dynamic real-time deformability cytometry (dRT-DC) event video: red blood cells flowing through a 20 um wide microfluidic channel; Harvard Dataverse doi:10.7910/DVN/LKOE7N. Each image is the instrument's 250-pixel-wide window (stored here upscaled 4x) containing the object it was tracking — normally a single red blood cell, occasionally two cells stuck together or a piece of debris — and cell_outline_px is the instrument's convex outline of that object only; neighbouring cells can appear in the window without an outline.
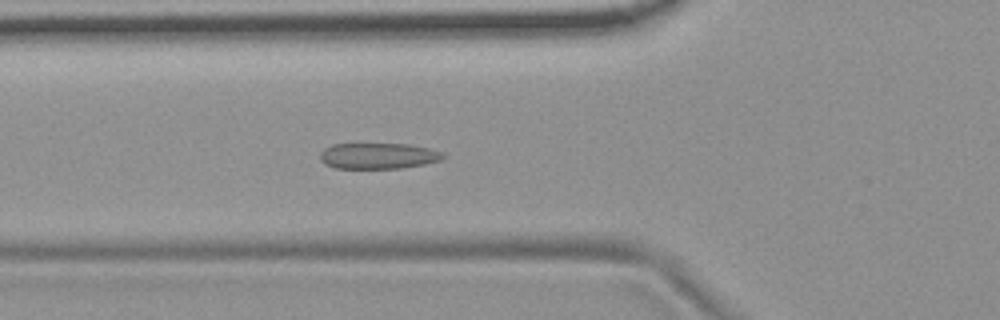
{"species": "common noctule bat (a hibernating species)", "species_latin": "Nyctalus noctula", "temperature_condition": "room temperature", "stored_images_in_passage": 55, "camera_frame_rate_fps": 3000, "um_per_image_px": 0.085, "animal": {"sex": "female", "body_mass_g": 19.9}, "frame": {"image": 1, "passage_image": 20, "time_ms": 6.333, "image_size_px": [1000, 320], "cell_outline_px": [[444, 156], [440, 160], [424, 164], [400, 168], [336, 168], [324, 164], [320, 160], [320, 152], [324, 148], [332, 144], [408, 144], [428, 148], [440, 152]], "centroid_in_image_um": [32.08, 13.25], "position_along_channel_um": 93.7, "area_um2": 18.44}}
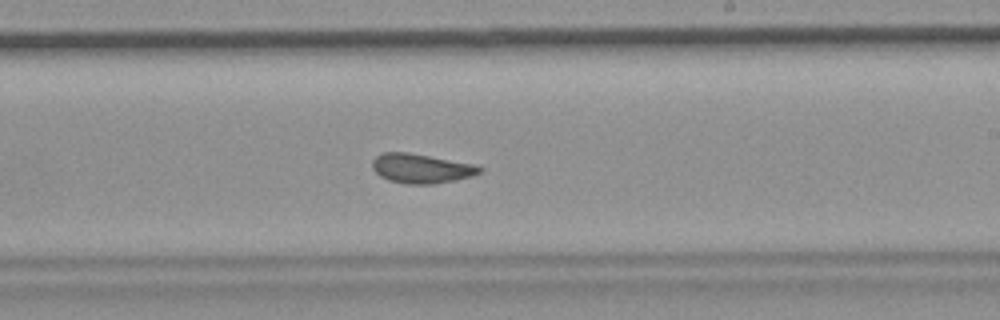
{"frame": {"image": 2, "passage_image": 33, "time_ms": 10.667, "image_size_px": [1000, 320], "cell_outline_px": [[484, 168], [480, 172], [472, 176], [456, 180], [432, 184], [408, 184], [388, 180], [380, 176], [372, 168], [372, 160], [380, 152], [408, 152], [476, 164]], "centroid_in_image_um": [35.81, 14.31], "position_along_channel_um": 253.2, "area_um2": 18.55}}
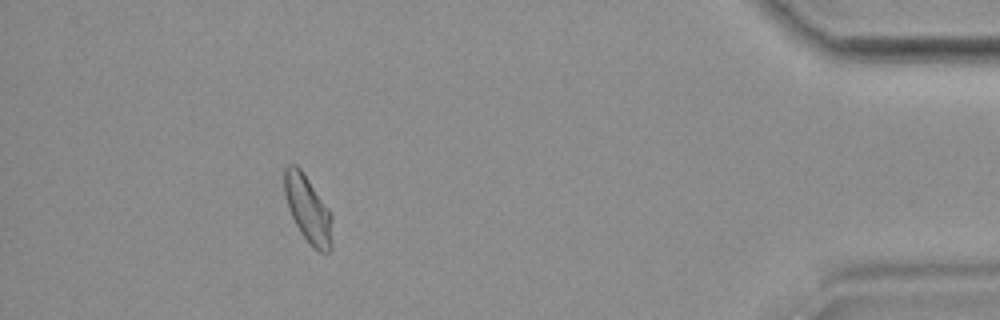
{"frame": {"image": 3, "passage_image": 50, "time_ms": 16.333, "image_size_px": [1000, 320], "cell_outline_px": [[332, 248], [328, 252], [320, 252], [312, 248], [300, 232], [288, 208], [284, 196], [284, 168], [288, 164], [296, 164], [300, 168], [328, 208], [332, 216]], "centroid_in_image_um": [26.17, 17.8], "position_along_channel_um": 409.0, "area_um2": 18.73}, "authors_computed_cell_mechanics": {"area_um2": 18.9006, "velocity_mm_per_s": 3.6876, "shape_relaxation_time_tau1_ms": null, "shape_relaxation_time_tau2_ms": 1.3586, "deformation_change_tau1": null, "deformation_change_tau2": 0.0592}}